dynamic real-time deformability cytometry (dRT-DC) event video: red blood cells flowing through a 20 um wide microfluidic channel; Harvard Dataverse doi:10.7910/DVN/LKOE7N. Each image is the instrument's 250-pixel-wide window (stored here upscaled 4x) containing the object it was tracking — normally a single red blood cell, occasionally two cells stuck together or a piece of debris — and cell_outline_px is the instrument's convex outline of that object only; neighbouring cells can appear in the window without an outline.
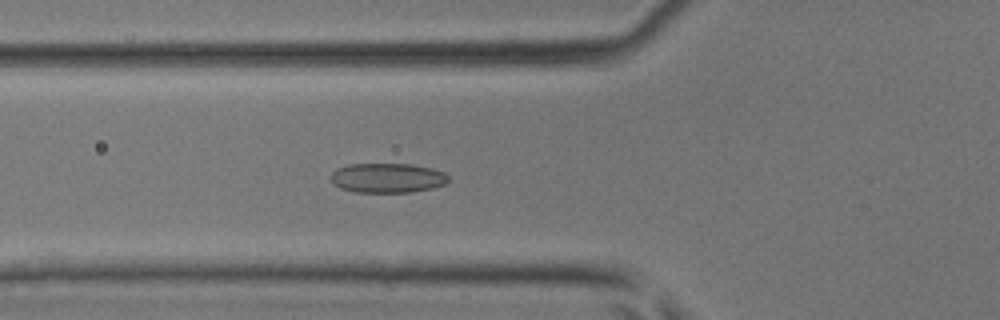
{"species": "common noctule bat (a hibernating species)", "species_latin": "Nyctalus noctula", "temperature_condition": "room temperature", "stored_images_in_passage": 45, "camera_frame_rate_fps": 3000, "um_per_image_px": 0.085, "animal": {"sex": "male", "body_mass_g": 17.9, "forearm_length_mm": 54.2}, "frame": {"image": 1, "passage_image": 17, "time_ms": 5.333, "image_size_px": [1000, 320], "cell_outline_px": [[448, 180], [444, 184], [432, 188], [412, 192], [356, 192], [340, 188], [332, 184], [332, 172], [336, 168], [348, 164], [412, 164], [432, 168], [444, 172], [448, 176]], "centroid_in_image_um": [32.92, 15.12], "position_along_channel_um": 92.9, "area_um2": 20.35}}
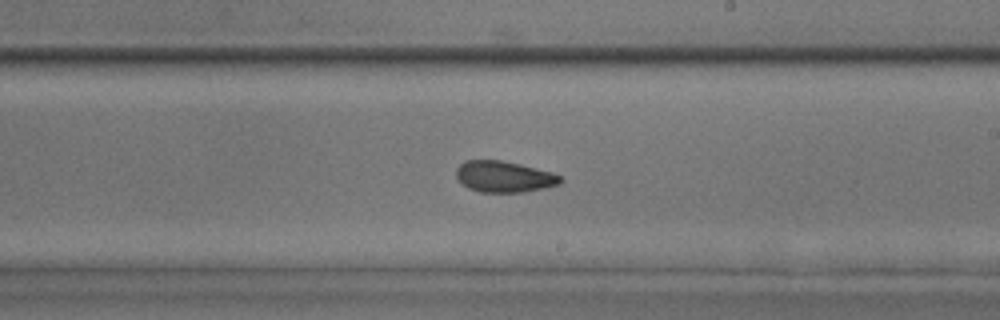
{"frame": {"image": 2, "passage_image": 27, "time_ms": 8.667, "image_size_px": [1000, 320], "cell_outline_px": [[564, 180], [560, 184], [544, 188], [524, 192], [480, 192], [468, 188], [456, 176], [456, 168], [464, 160], [500, 160], [520, 164], [552, 172], [560, 176]], "centroid_in_image_um": [42.86, 15.01], "position_along_channel_um": 246.1, "area_um2": 18.96}}
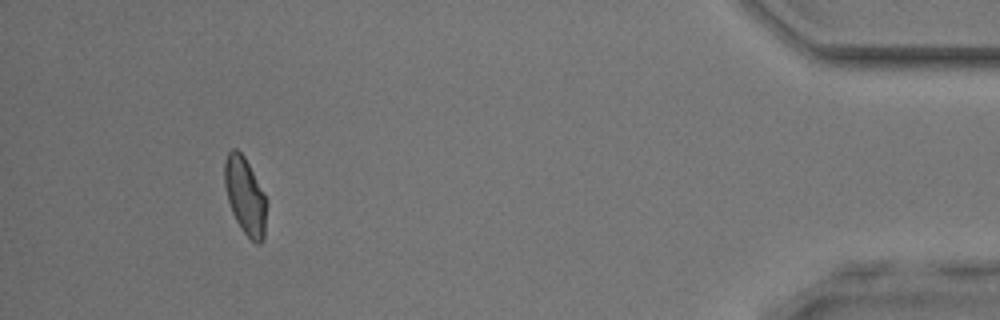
{"frame": {"image": 3, "passage_image": 42, "time_ms": 13.667, "image_size_px": [1000, 320], "cell_outline_px": [[268, 204], [264, 236], [260, 244], [256, 244], [240, 228], [232, 212], [228, 200], [224, 184], [224, 160], [228, 152], [232, 148], [236, 148], [244, 156], [264, 192], [268, 200]], "centroid_in_image_um": [20.85, 16.65], "position_along_channel_um": 414.3, "area_um2": 19.13}}